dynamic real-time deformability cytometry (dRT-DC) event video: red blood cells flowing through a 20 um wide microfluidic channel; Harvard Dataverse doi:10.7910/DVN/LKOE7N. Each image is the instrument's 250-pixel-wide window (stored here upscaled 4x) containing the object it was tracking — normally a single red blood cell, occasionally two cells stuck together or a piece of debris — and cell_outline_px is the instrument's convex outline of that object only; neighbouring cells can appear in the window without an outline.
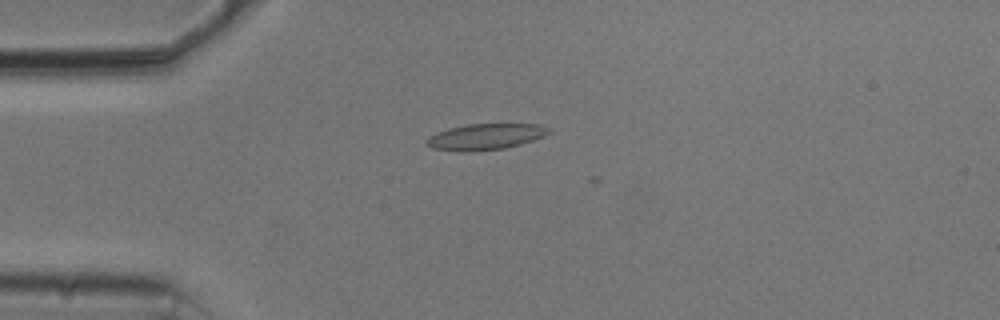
{"species": "common noctule bat (a hibernating species)", "species_latin": "Nyctalus noctula", "temperature_condition": "cold", "stored_images_in_passage": 11, "camera_frame_rate_fps": 3000, "um_per_image_px": 0.085, "animal": {"sex": "male", "body_mass_g": 20.5, "forearm_length_mm": 52.5}, "frame": {"image": 1, "passage_image": 6, "time_ms": 1.667, "image_size_px": [1000, 320], "cell_outline_px": [[552, 132], [544, 136], [520, 144], [504, 148], [464, 152], [432, 148], [424, 144], [424, 140], [428, 136], [436, 132], [448, 128], [468, 124], [540, 124], [548, 128]], "centroid_in_image_um": [41.21, 11.61], "position_along_channel_um": 43.8, "area_um2": 18.61}}